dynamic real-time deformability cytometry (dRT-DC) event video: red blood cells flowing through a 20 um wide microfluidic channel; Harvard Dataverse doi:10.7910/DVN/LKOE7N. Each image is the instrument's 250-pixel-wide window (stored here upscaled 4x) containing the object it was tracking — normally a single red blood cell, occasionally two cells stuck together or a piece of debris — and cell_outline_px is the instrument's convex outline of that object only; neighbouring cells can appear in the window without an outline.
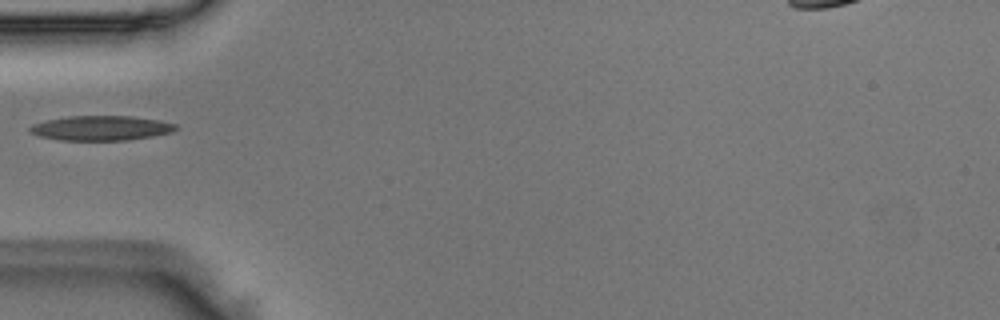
{"species": "Egyptian fruit bat (a non-hibernating species)", "species_latin": "Rousettus aegyptiacus", "temperature_condition": "room temperature", "stored_images_in_passage": 6, "camera_frame_rate_fps": 3000, "um_per_image_px": 0.085, "animal": {"sex": "male"}, "frame": {"image": 1, "passage_image": 4, "time_ms": 1.0, "image_size_px": [1000, 320], "cell_outline_px": [[180, 128], [172, 132], [152, 136], [128, 140], [60, 140], [40, 136], [32, 132], [28, 128], [32, 124], [48, 120], [68, 116], [132, 116], [160, 120], [176, 124]], "centroid_in_image_um": [8.64, 10.88], "position_along_channel_um": 76.4, "area_um2": 20.98}}
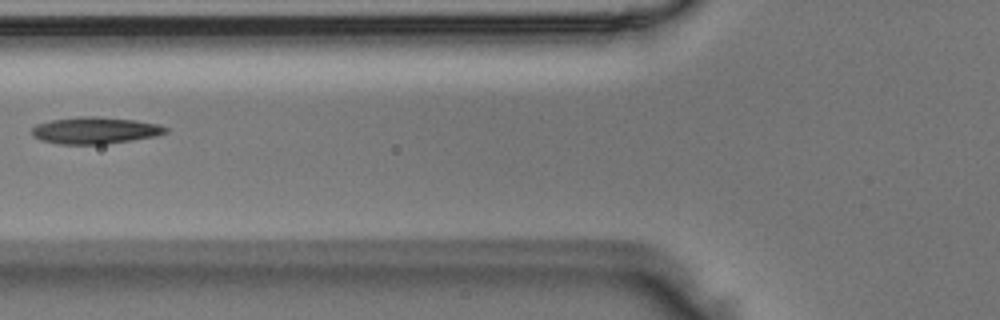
{"frame": {"image": 2, "passage_image": 5, "time_ms": 1.333, "image_size_px": [1000, 320], "cell_outline_px": [[168, 132], [156, 136], [104, 144], [56, 144], [40, 140], [32, 136], [32, 128], [36, 124], [52, 120], [80, 116], [96, 116], [136, 120], [160, 124], [168, 128]], "centroid_in_image_um": [8.08, 11.08], "position_along_channel_um": 117.7, "area_um2": 20.98}}